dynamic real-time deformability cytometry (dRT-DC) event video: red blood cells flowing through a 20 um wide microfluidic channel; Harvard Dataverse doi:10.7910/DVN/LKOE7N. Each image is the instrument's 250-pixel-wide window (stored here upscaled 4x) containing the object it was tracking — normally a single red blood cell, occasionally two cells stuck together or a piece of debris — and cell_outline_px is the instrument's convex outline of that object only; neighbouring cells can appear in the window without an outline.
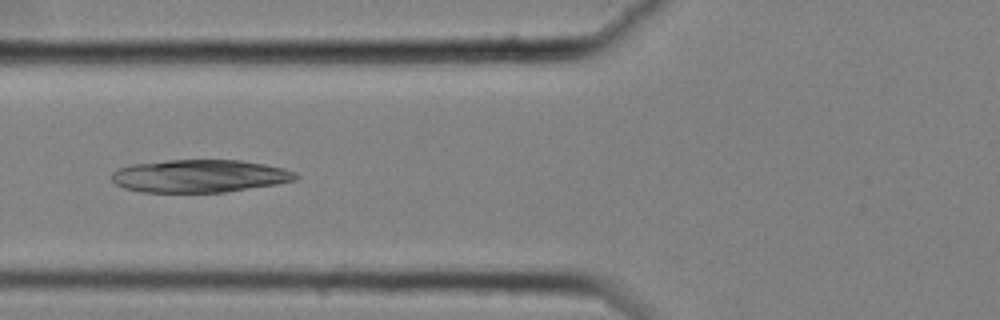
{"species": "common noctule bat (a hibernating species)", "species_latin": "Nyctalus noctula", "temperature_condition": "cold", "stored_images_in_passage": 17, "camera_frame_rate_fps": 3000, "um_per_image_px": 0.085, "animal": {"sex": "female", "body_mass_g": 25.1}, "frame": {"image": 1, "passage_image": 6, "time_ms": 1.667, "image_size_px": [1000, 320], "cell_outline_px": [[300, 176], [296, 180], [276, 184], [224, 192], [140, 192], [124, 188], [116, 184], [112, 180], [112, 172], [120, 168], [132, 164], [168, 160], [240, 160], [264, 164], [284, 168], [296, 172]], "centroid_in_image_um": [16.98, 14.96], "position_along_channel_um": 108.8, "area_um2": 35.14}}